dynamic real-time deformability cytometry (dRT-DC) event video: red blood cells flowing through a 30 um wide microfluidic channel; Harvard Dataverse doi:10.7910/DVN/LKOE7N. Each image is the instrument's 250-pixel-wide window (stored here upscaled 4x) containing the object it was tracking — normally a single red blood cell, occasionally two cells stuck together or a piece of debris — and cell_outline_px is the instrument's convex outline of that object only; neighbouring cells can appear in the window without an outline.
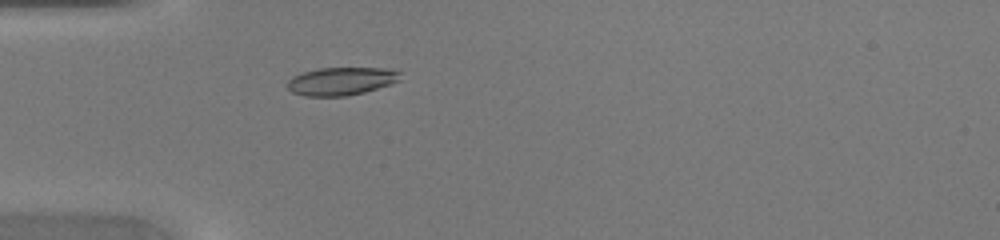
{"species": "common noctule bat (a hibernating species)", "species_latin": "Nyctalus noctula", "temperature_condition": "warm", "stored_images_in_passage": 32, "camera_frame_rate_fps": 3000, "um_per_image_px": 0.085, "animal": {"sex": "female", "body_mass_g": 20.0, "forearm_length_mm": 54.0}, "frame": {"image": 1, "passage_image": 1, "time_ms": 0.0, "image_size_px": [1000, 240], "cell_outline_px": [[400, 80], [364, 92], [348, 96], [304, 96], [292, 92], [288, 88], [288, 80], [292, 76], [316, 68], [392, 68], [400, 72]], "centroid_in_image_um": [28.99, 6.89], "position_along_channel_um": 56.0, "area_um2": 18.38}}
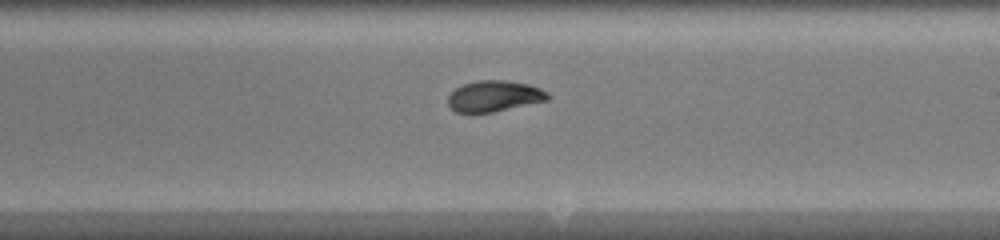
{"frame": {"image": 2, "passage_image": 14, "time_ms": 4.333, "image_size_px": [1000, 240], "cell_outline_px": [[552, 96], [548, 100], [492, 112], [456, 112], [448, 104], [448, 96], [456, 88], [464, 84], [480, 80], [504, 80], [528, 84], [540, 88], [548, 92]], "centroid_in_image_um": [42.04, 8.16], "position_along_channel_um": 247.0, "area_um2": 17.86}}
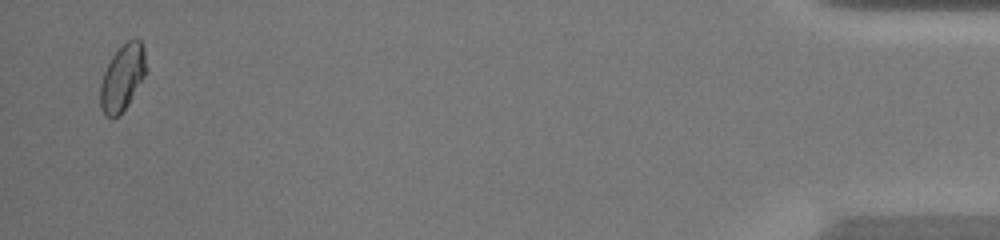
{"frame": {"image": 3, "passage_image": 31, "time_ms": 10.0, "image_size_px": [1000, 240], "cell_outline_px": [[144, 76], [128, 104], [112, 120], [104, 116], [100, 104], [100, 84], [104, 72], [112, 56], [132, 36], [136, 36], [140, 40], [144, 48]], "centroid_in_image_um": [10.37, 6.6], "position_along_channel_um": 424.8, "area_um2": 17.34}}